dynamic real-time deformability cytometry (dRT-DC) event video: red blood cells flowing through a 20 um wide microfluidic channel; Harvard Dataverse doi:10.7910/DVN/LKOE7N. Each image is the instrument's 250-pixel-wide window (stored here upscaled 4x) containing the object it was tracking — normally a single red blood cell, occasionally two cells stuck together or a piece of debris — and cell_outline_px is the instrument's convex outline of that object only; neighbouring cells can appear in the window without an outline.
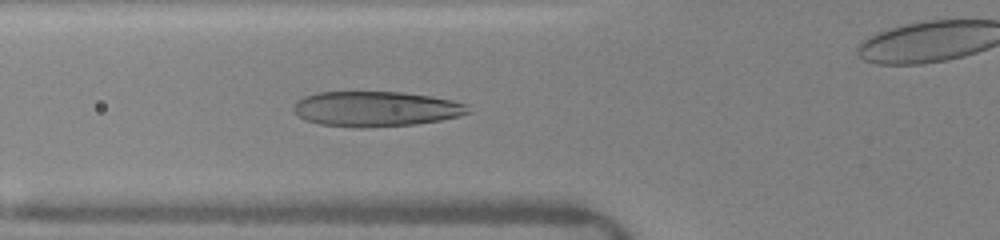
{"species": "human", "species_latin": "Homo sapiens", "temperature_condition": "warm", "stored_images_in_passage": 18, "camera_frame_rate_fps": 3000, "um_per_image_px": 0.085, "donor": {"sex": "female"}, "frame": {"image": 1, "passage_image": 13, "time_ms": 5.667, "image_size_px": [1000, 240], "cell_outline_px": [[472, 112], [460, 116], [440, 120], [412, 124], [364, 128], [356, 128], [320, 124], [304, 120], [292, 108], [304, 96], [320, 92], [404, 92], [432, 96], [452, 100], [468, 104]], "centroid_in_image_um": [32.0, 9.26], "position_along_channel_um": 93.8, "area_um2": 35.84}}
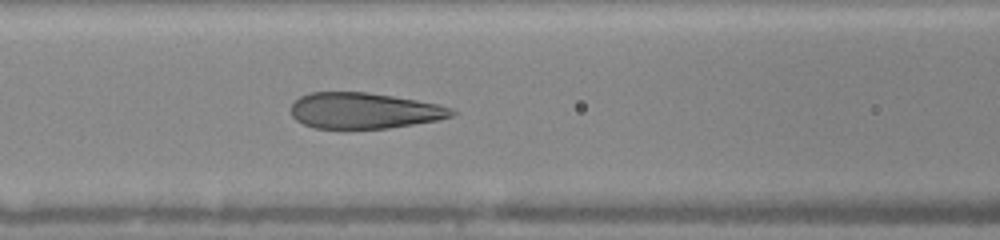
{"frame": {"image": 2, "passage_image": 16, "time_ms": 6.667, "image_size_px": [1000, 240], "cell_outline_px": [[456, 112], [452, 116], [440, 120], [388, 128], [348, 132], [312, 128], [296, 120], [292, 116], [292, 104], [300, 96], [308, 92], [368, 92], [440, 104], [452, 108]], "centroid_in_image_um": [30.92, 9.45], "position_along_channel_um": 135.7, "area_um2": 34.8}}